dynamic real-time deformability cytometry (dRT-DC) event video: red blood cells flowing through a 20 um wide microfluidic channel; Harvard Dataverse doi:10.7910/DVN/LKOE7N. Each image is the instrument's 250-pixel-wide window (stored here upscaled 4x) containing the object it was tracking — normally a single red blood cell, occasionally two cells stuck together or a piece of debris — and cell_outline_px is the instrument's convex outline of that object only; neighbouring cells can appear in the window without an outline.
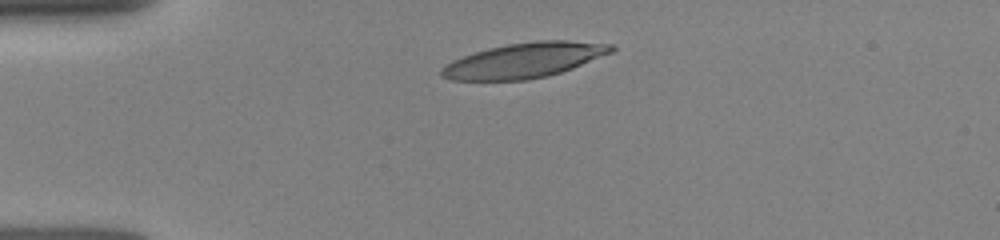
{"species": "human", "species_latin": "Homo sapiens", "temperature_condition": "room temperature", "stored_images_in_passage": 31, "camera_frame_rate_fps": 3000, "um_per_image_px": 0.085, "donor": {"sex": "female"}, "frame": {"image": 1, "passage_image": 1, "time_ms": 0.0, "image_size_px": [1000, 240], "cell_outline_px": [[616, 48], [612, 52], [572, 68], [548, 76], [524, 80], [452, 80], [440, 76], [440, 68], [452, 60], [488, 48], [508, 44], [536, 40], [568, 40], [612, 44]], "centroid_in_image_um": [44.55, 5.12], "position_along_channel_um": 40.4, "area_um2": 34.51}}
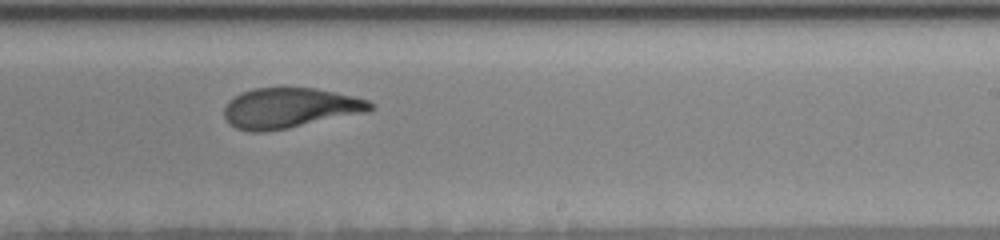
{"frame": {"image": 2, "passage_image": 16, "time_ms": 6.333, "image_size_px": [1000, 240], "cell_outline_px": [[376, 104], [368, 112], [288, 128], [264, 132], [252, 132], [236, 128], [224, 116], [224, 108], [236, 96], [252, 88], [316, 88], [352, 96], [368, 100]], "centroid_in_image_um": [24.67, 9.18], "position_along_channel_um": 264.3, "area_um2": 33.87}}
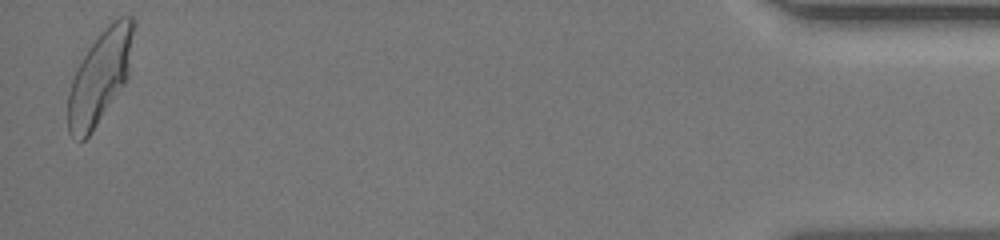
{"frame": {"image": 3, "passage_image": 30, "time_ms": 12.333, "image_size_px": [1000, 240], "cell_outline_px": [[132, 32], [128, 76], [124, 84], [88, 136], [84, 140], [80, 140], [72, 136], [68, 132], [68, 92], [72, 80], [88, 48], [108, 24], [120, 16], [132, 16]], "centroid_in_image_um": [8.46, 6.55], "position_along_channel_um": 426.7, "area_um2": 34.16}}